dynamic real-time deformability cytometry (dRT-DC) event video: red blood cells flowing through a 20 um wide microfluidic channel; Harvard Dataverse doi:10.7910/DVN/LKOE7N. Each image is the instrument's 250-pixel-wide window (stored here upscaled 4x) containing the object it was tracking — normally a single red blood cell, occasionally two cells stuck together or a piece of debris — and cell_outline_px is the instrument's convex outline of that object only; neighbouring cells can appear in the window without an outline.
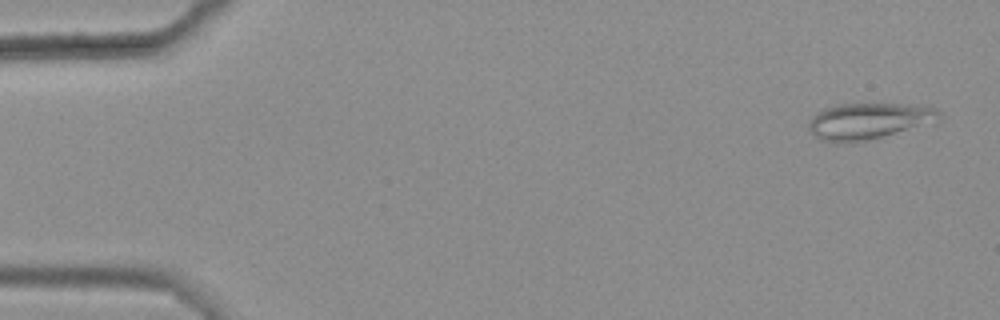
{"species": "common noctule bat (a hibernating species)", "species_latin": "Nyctalus noctula", "temperature_condition": "warm", "stored_images_in_passage": 5, "camera_frame_rate_fps": 3000, "um_per_image_px": 0.085, "animal": {"sex": "female", "body_mass_g": 25.1}, "frame": {"image": 1, "passage_image": 1, "time_ms": 0.0, "image_size_px": [1000, 320], "cell_outline_px": [[944, 116], [868, 140], [852, 144], [836, 144], [820, 140], [808, 128], [808, 120], [816, 112], [824, 108], [836, 104], [908, 104], [936, 108]], "centroid_in_image_um": [73.66, 10.29], "position_along_channel_um": 11.3, "area_um2": 27.11}}